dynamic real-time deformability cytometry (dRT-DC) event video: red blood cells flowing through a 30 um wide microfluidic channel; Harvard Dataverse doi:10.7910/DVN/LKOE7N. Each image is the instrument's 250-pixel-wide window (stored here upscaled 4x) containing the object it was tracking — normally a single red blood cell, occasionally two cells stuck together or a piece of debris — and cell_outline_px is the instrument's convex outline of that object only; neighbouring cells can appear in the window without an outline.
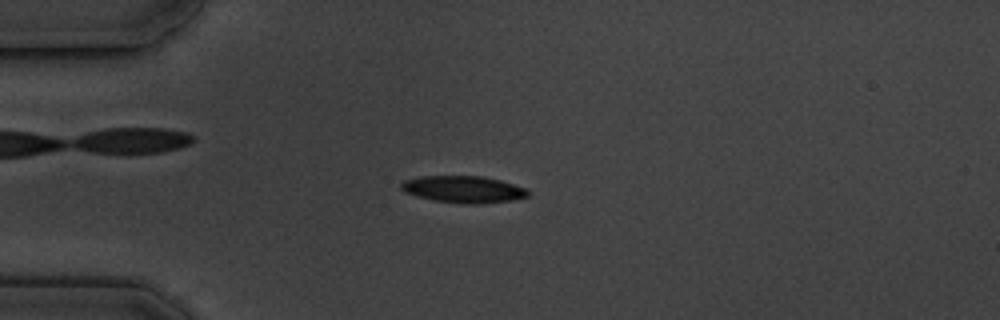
{"species": "common noctule bat (a hibernating species)", "species_latin": "Nyctalus noctula", "temperature_condition": "cold", "stored_images_in_passage": 6, "camera_frame_rate_fps": 3000, "um_per_image_px": 0.085, "animal": {"sex": "male", "body_mass_g": 19.5, "forearm_length_mm": 54.6}, "frame": {"image": 1, "passage_image": 4, "time_ms": 3.667, "image_size_px": [1000, 320], "cell_outline_px": [[528, 196], [512, 200], [476, 204], [468, 204], [432, 200], [416, 196], [404, 192], [400, 188], [400, 184], [404, 180], [420, 176], [480, 176], [500, 180], [524, 188], [528, 192]], "centroid_in_image_um": [39.33, 16.09], "position_along_channel_um": 45.7, "area_um2": 19.71}}